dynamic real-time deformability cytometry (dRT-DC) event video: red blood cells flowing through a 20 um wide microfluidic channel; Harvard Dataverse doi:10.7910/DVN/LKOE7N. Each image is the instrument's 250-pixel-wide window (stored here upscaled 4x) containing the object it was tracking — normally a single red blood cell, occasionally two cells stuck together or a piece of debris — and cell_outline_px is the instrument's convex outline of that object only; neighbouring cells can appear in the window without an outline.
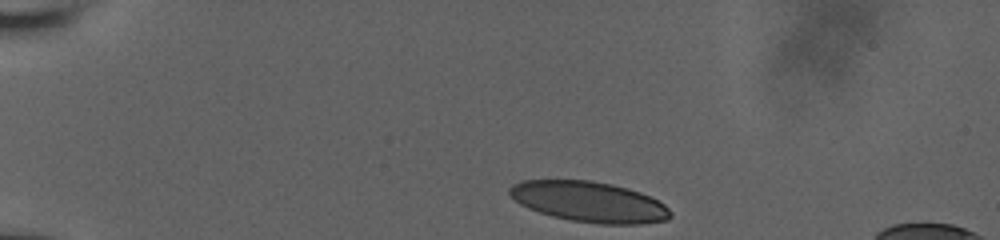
{"species": "human", "species_latin": "Homo sapiens", "temperature_condition": "room temperature", "stored_images_in_passage": 37, "camera_frame_rate_fps": 3000, "um_per_image_px": 0.085, "donor": {"sex": "male"}, "frame": {"image": 1, "passage_image": 1, "time_ms": 0.0, "image_size_px": [1000, 240], "cell_outline_px": [[672, 216], [668, 220], [640, 224], [600, 224], [572, 220], [552, 216], [528, 208], [520, 204], [508, 192], [508, 188], [512, 184], [520, 180], [588, 180], [612, 184], [628, 188], [640, 192], [664, 204], [672, 212]], "centroid_in_image_um": [50.08, 17.15], "position_along_channel_um": 34.9, "area_um2": 37.97}}
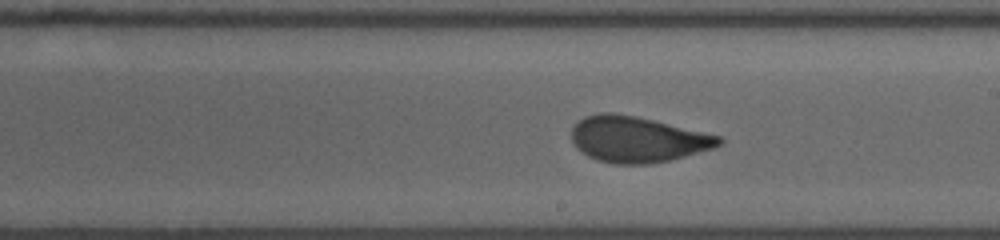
{"frame": {"image": 2, "passage_image": 22, "time_ms": 7.0, "image_size_px": [1000, 240], "cell_outline_px": [[724, 140], [720, 144], [712, 148], [684, 156], [668, 160], [648, 164], [612, 164], [596, 160], [588, 156], [576, 148], [572, 140], [572, 128], [584, 116], [600, 112], [612, 112], [636, 116], [720, 136]], "centroid_in_image_um": [54.13, 11.84], "position_along_channel_um": 234.9, "area_um2": 39.13}}
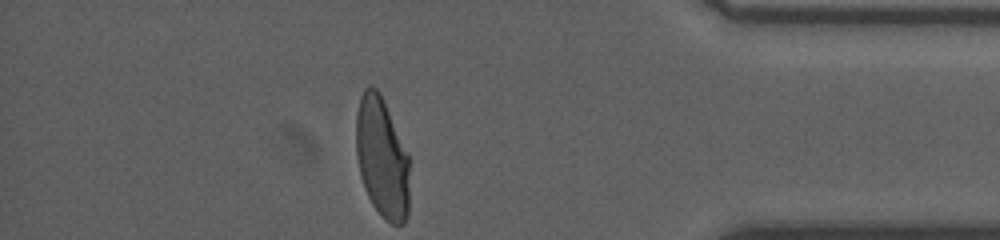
{"frame": {"image": 3, "passage_image": 37, "time_ms": 12.0, "image_size_px": [1000, 240], "cell_outline_px": [[408, 216], [404, 224], [392, 224], [384, 220], [372, 204], [364, 188], [360, 176], [356, 156], [356, 112], [360, 96], [364, 88], [368, 84], [372, 84], [380, 92], [408, 156]], "centroid_in_image_um": [32.43, 13.41], "position_along_channel_um": 402.8, "area_um2": 37.63}, "authors_computed_cell_mechanics": {"area_um2": 39.304, "velocity_mm_per_s": 3.9228, "shape_relaxation_time_tau1_ms": 6.0367, "shape_relaxation_time_tau2_ms": 0.7554, "deformation_change_tau1": 0.1906, "deformation_change_tau2": 0.0591}}